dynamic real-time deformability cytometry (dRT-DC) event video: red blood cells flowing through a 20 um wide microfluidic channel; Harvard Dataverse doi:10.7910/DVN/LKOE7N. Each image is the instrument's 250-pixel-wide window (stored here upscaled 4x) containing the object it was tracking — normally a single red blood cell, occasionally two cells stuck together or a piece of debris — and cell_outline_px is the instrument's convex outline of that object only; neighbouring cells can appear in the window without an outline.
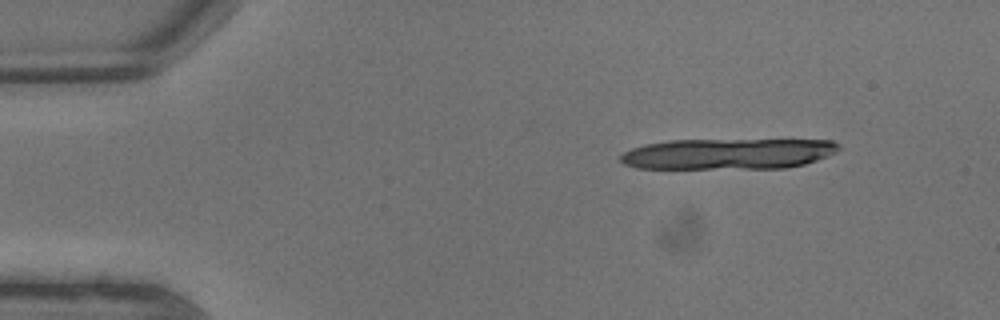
{"species": "common noctule bat (a hibernating species)", "species_latin": "Nyctalus noctula", "temperature_condition": "warm", "stored_images_in_passage": 6, "camera_frame_rate_fps": 3000, "um_per_image_px": 0.085, "animal": {"sex": "male", "body_mass_g": 13.3}, "frame": {"image": 1, "passage_image": 1, "time_ms": 0.0, "image_size_px": [1000, 320], "cell_outline_px": [[840, 148], [836, 152], [828, 156], [804, 164], [788, 168], [636, 168], [624, 164], [620, 160], [620, 156], [624, 152], [632, 148], [644, 144], [668, 140], [832, 140], [840, 144]], "centroid_in_image_um": [61.89, 13.07], "position_along_channel_um": 23.1, "area_um2": 39.25}}
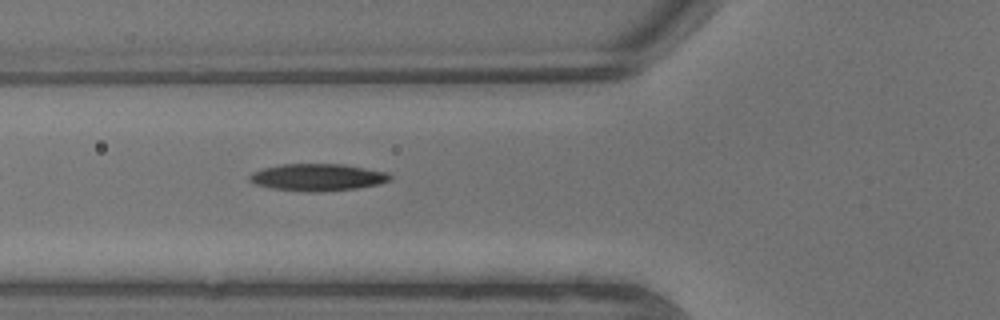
{"frame": {"image": 2, "passage_image": 6, "time_ms": 1.667, "image_size_px": [1000, 320], "cell_outline_px": [[392, 180], [380, 184], [356, 188], [324, 192], [308, 192], [272, 188], [256, 184], [248, 180], [248, 176], [252, 172], [264, 168], [280, 164], [344, 164], [392, 172]], "centroid_in_image_um": [27.06, 15.06], "position_along_channel_um": 98.7, "area_um2": 22.54}}